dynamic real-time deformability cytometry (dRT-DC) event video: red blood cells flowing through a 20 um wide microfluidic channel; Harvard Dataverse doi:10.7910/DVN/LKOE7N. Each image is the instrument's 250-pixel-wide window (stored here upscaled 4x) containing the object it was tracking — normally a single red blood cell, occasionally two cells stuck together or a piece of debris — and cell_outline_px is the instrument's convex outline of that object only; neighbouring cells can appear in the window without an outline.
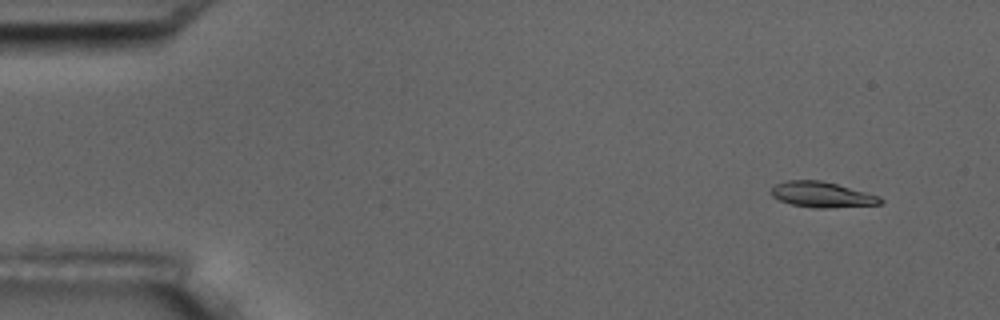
{"species": "common noctule bat (a hibernating species)", "species_latin": "Nyctalus noctula", "temperature_condition": "room temperature", "stored_images_in_passage": 8, "camera_frame_rate_fps": 3000, "um_per_image_px": 0.085, "animal": {"sex": "male", "body_mass_g": 17.5, "forearm_length_mm": 52.3}, "frame": {"image": 1, "passage_image": 1, "time_ms": 0.0, "image_size_px": [1000, 320], "cell_outline_px": [[884, 204], [828, 208], [812, 208], [792, 204], [780, 200], [772, 196], [768, 192], [776, 184], [788, 180], [820, 180], [836, 184], [880, 196], [884, 200]], "centroid_in_image_um": [69.88, 16.55], "position_along_channel_um": 15.1, "area_um2": 16.3}}
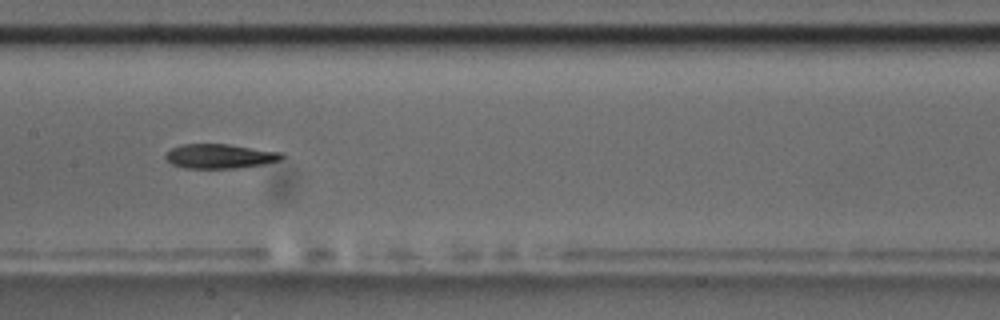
{"frame": {"image": 2, "passage_image": 7, "time_ms": 8.0, "image_size_px": [1000, 320], "cell_outline_px": [[284, 156], [280, 160], [264, 164], [236, 168], [184, 168], [172, 164], [164, 156], [172, 148], [184, 144], [228, 144], [284, 152]], "centroid_in_image_um": [18.73, 13.27], "position_along_channel_um": 188.7, "area_um2": 16.53}}
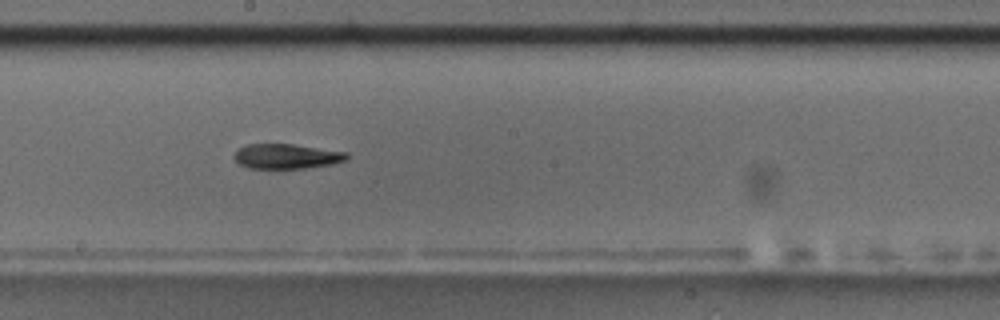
{"frame": {"image": 3, "passage_image": 8, "time_ms": 9.0, "image_size_px": [1000, 320], "cell_outline_px": [[348, 156], [344, 160], [332, 164], [304, 168], [248, 168], [240, 164], [232, 156], [240, 148], [248, 144], [292, 144], [348, 152]], "centroid_in_image_um": [24.35, 13.28], "position_along_channel_um": 223.8, "area_um2": 16.13}}